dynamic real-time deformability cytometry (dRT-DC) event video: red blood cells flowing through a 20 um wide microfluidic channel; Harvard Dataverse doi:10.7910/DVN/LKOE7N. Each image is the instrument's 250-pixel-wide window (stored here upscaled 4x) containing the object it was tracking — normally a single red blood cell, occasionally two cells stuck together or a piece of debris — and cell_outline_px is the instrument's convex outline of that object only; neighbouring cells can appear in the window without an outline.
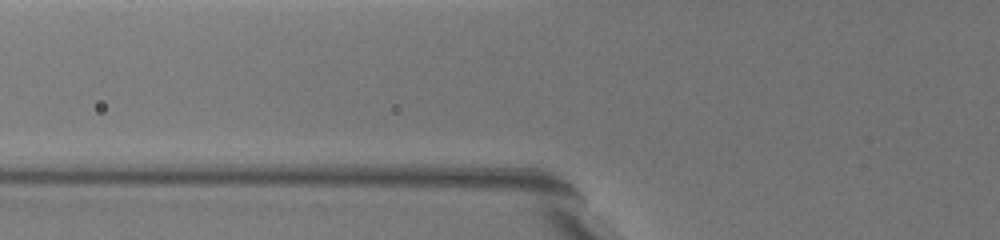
{"species": "common noctule bat (a hibernating species)", "species_latin": "Nyctalus noctula", "temperature_condition": "warm", "stored_images_in_passage": 3, "camera_frame_rate_fps": 3000, "um_per_image_px": 0.085, "animal": {"sex": "female", "body_mass_g": 19.5, "forearm_length_mm": 54.1}, "frame": {"image": 1, "passage_image": 2, "time_ms": 0.333, "image_size_px": [1000, 240], "cell_outline_px": [[656, 208], [652, 212], [600, 168], [596, 164], [592, 148], [592, 144], [620, 152]], "centroid_in_image_um": [52.81, 14.75], "position_along_channel_um": 73.0, "area_um2": 10.0}}